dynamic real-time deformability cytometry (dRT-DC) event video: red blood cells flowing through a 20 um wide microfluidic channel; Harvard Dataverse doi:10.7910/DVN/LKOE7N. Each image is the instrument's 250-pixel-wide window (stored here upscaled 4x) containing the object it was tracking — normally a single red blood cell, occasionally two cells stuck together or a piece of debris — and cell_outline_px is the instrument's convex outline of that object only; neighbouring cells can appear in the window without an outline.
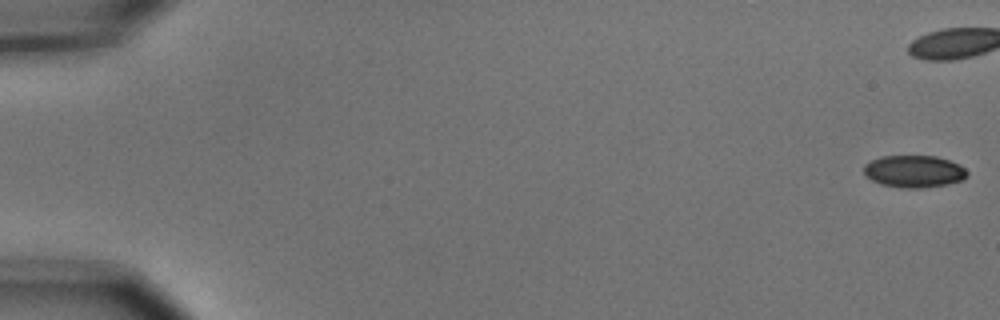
{"species": "common noctule bat (a hibernating species)", "species_latin": "Nyctalus noctula", "temperature_condition": "cold", "stored_images_in_passage": 56, "camera_frame_rate_fps": 3000, "um_per_image_px": 0.085, "animal": {"sex": "male", "body_mass_g": 15.6}, "frame": {"image": 1, "passage_image": 1, "time_ms": 0.0, "image_size_px": [1000, 320], "cell_outline_px": [[968, 176], [964, 180], [948, 184], [924, 188], [904, 188], [880, 184], [872, 180], [864, 172], [864, 164], [880, 156], [936, 156], [960, 164], [968, 172]], "centroid_in_image_um": [77.73, 14.57], "position_along_channel_um": 7.3, "area_um2": 19.48}}
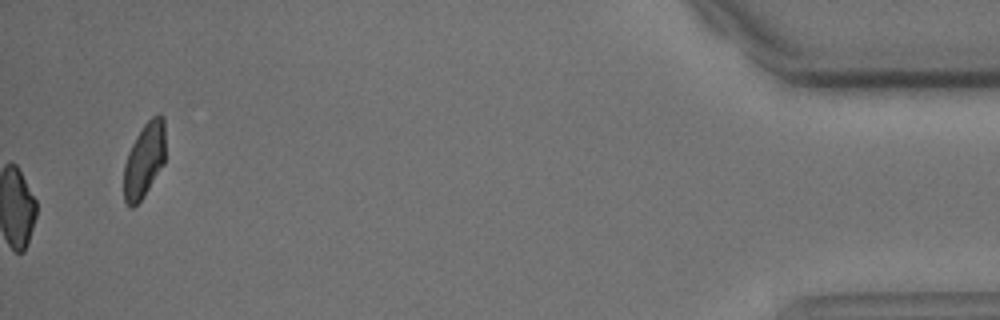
{"frame": {"image": 2, "passage_image": 56, "time_ms": 18.333, "image_size_px": [1000, 320], "cell_outline_px": [[164, 164], [144, 196], [132, 208], [124, 200], [124, 164], [128, 152], [136, 136], [144, 124], [152, 116], [160, 112], [164, 116]], "centroid_in_image_um": [12.27, 13.58], "position_along_channel_um": 422.9, "area_um2": 18.09}, "authors_computed_cell_mechanics": {"area_um2": 20.4323, "velocity_mm_per_s": 3.6966, "shape_relaxation_time_tau1_ms": 2.658, "shape_relaxation_time_tau2_ms": null, "deformation_change_tau1": 0.0735, "deformation_change_tau2": null}}